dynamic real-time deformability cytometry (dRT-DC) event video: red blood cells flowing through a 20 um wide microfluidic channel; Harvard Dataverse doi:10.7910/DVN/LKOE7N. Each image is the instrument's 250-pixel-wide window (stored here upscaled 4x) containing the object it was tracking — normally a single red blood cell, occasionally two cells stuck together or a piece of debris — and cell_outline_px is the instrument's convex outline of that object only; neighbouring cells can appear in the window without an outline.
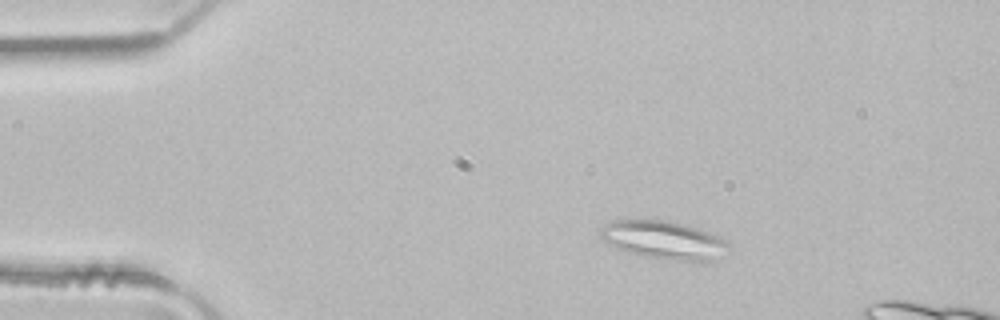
{"species": "common noctule bat (a hibernating species)", "species_latin": "Nyctalus noctula", "temperature_condition": "room temperature", "stored_images_in_passage": 4, "camera_frame_rate_fps": 3000, "um_per_image_px": 0.085, "animal": {"sex": "male", "body_mass_g": 21.5, "forearm_length_mm": 52.0}, "frame": {"image": 1, "passage_image": 2, "time_ms": 0.333, "image_size_px": [1000, 320], "cell_outline_px": [[728, 248], [712, 260], [676, 260], [644, 256], [628, 252], [616, 248], [608, 244], [600, 236], [600, 228], [604, 224], [612, 220], [668, 220], [688, 224], [728, 240]], "centroid_in_image_um": [56.37, 20.37], "position_along_channel_um": 28.6, "area_um2": 28.26}}